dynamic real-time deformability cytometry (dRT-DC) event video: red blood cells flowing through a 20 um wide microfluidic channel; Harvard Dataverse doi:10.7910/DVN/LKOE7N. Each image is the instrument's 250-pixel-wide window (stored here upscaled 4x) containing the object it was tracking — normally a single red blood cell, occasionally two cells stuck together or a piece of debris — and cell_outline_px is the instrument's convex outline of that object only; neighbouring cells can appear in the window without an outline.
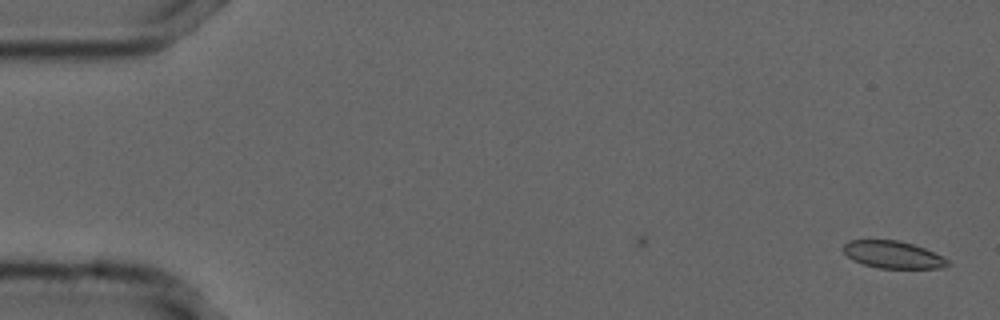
{"species": "common noctule bat (a hibernating species)", "species_latin": "Nyctalus noctula", "temperature_condition": "cold", "stored_images_in_passage": 9, "camera_frame_rate_fps": 3000, "um_per_image_px": 0.085, "animal": {"sex": "male", "forearm_length_mm": 52.5}, "frame": {"image": 1, "passage_image": 1, "time_ms": 0.0, "image_size_px": [1000, 320], "cell_outline_px": [[952, 264], [940, 268], [876, 268], [852, 260], [844, 252], [844, 244], [848, 240], [900, 240], [924, 248], [948, 260]], "centroid_in_image_um": [75.88, 21.65], "position_along_channel_um": 9.1, "area_um2": 16.47}}